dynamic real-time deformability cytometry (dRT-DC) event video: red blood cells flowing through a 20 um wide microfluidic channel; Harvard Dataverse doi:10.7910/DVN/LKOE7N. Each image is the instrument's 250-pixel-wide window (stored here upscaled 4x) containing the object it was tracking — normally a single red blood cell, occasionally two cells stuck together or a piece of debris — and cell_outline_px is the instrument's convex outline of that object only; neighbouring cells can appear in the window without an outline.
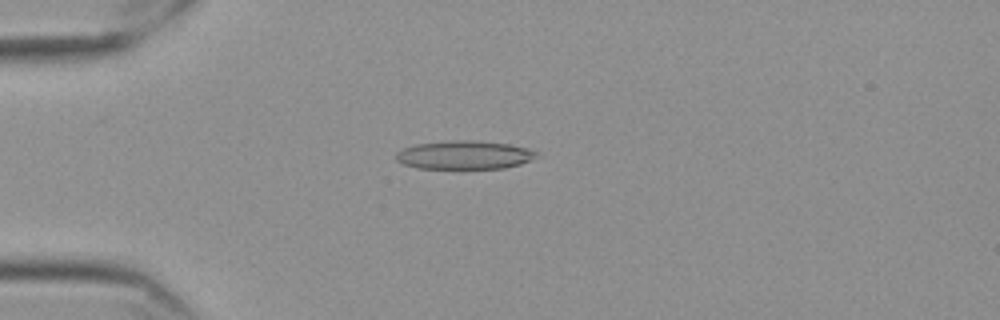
{"species": "Egyptian fruit bat (a non-hibernating species)", "species_latin": "Rousettus aegyptiacus", "temperature_condition": "cold", "stored_images_in_passage": 49, "camera_frame_rate_fps": 3000, "um_per_image_px": 0.085, "frame": {"image": 1, "passage_image": 7, "time_ms": 2.0, "image_size_px": [1000, 320], "cell_outline_px": [[536, 156], [520, 164], [504, 168], [420, 168], [404, 164], [396, 160], [396, 152], [404, 148], [416, 144], [448, 140], [476, 140], [508, 144], [528, 148], [536, 152]], "centroid_in_image_um": [39.44, 13.16], "position_along_channel_um": 45.6, "area_um2": 23.12}}
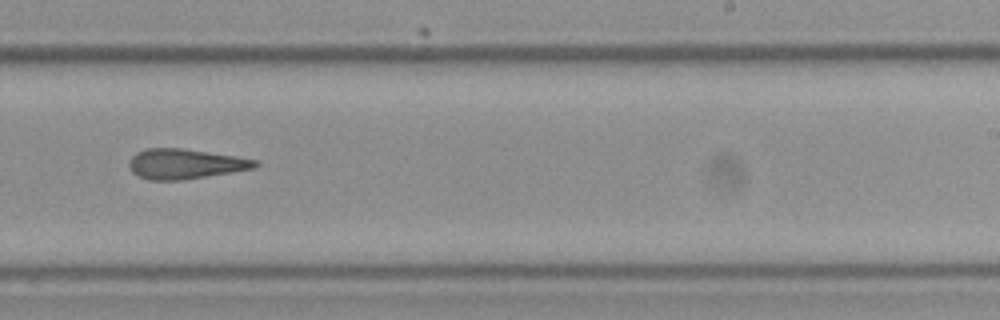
{"frame": {"image": 2, "passage_image": 28, "time_ms": 9.0, "image_size_px": [1000, 320], "cell_outline_px": [[260, 164], [252, 168], [180, 180], [148, 180], [132, 172], [128, 164], [132, 156], [136, 152], [144, 148], [184, 148], [236, 156], [256, 160]], "centroid_in_image_um": [15.68, 13.91], "position_along_channel_um": 273.3, "area_um2": 21.79}}
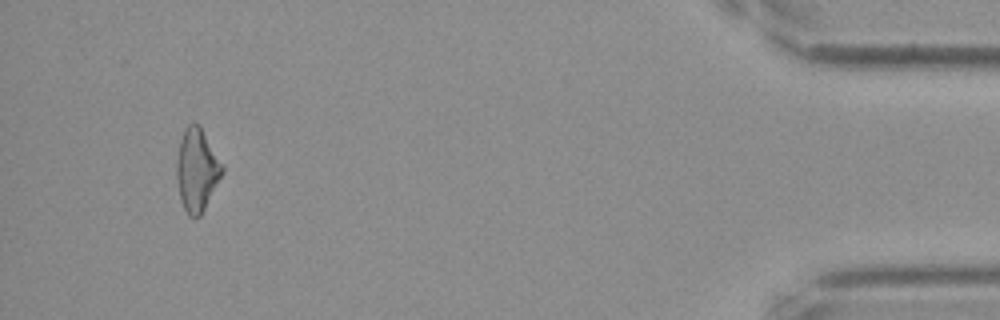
{"frame": {"image": 3, "passage_image": 46, "time_ms": 15.0, "image_size_px": [1000, 320], "cell_outline_px": [[224, 172], [200, 216], [188, 216], [180, 200], [176, 180], [176, 160], [180, 140], [184, 128], [188, 124], [200, 124], [224, 168]], "centroid_in_image_um": [16.71, 14.43], "position_along_channel_um": 418.5, "area_um2": 21.96}, "authors_computed_cell_mechanics": {"area_um2": 21.964, "velocity_mm_per_s": 3.557, "shape_relaxation_time_tau1_ms": 8.7539, "shape_relaxation_time_tau2_ms": 3.8189, "deformation_change_tau1": 0.223, "deformation_change_tau2": 0.169}}